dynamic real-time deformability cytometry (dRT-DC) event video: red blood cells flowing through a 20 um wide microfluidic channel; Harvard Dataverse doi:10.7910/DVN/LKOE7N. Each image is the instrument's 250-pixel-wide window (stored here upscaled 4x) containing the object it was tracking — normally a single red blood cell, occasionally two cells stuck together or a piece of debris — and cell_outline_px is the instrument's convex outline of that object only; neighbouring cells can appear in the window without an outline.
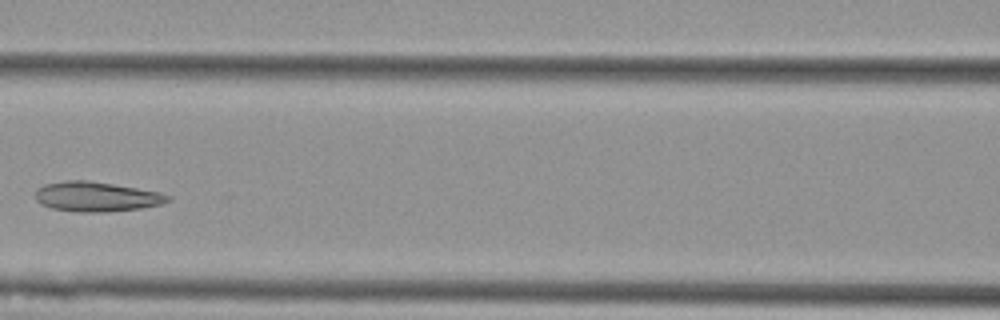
{"species": "Egyptian fruit bat (a non-hibernating species)", "species_latin": "Rousettus aegyptiacus", "temperature_condition": "cold", "stored_images_in_passage": 5, "camera_frame_rate_fps": 3000, "um_per_image_px": 0.085, "animal": {"sex": "female"}, "frame": {"image": 1, "passage_image": 4, "time_ms": 1.0, "image_size_px": [1000, 320], "cell_outline_px": [[172, 200], [160, 204], [140, 208], [104, 212], [76, 212], [52, 208], [40, 204], [36, 200], [36, 188], [44, 184], [64, 180], [88, 180], [160, 192], [172, 196]], "centroid_in_image_um": [8.18, 16.71], "position_along_channel_um": 158.4, "area_um2": 23.06}}
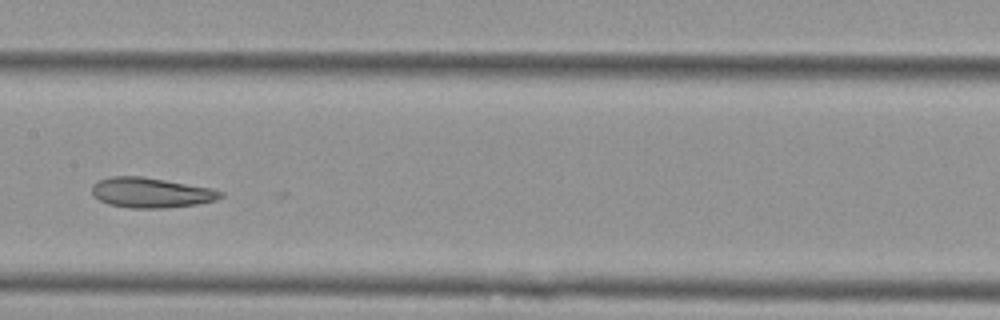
{"frame": {"image": 2, "passage_image": 5, "time_ms": 1.333, "image_size_px": [1000, 320], "cell_outline_px": [[224, 196], [216, 200], [196, 204], [164, 208], [128, 208], [108, 204], [92, 196], [92, 184], [100, 180], [112, 176], [140, 176], [212, 188], [224, 192]], "centroid_in_image_um": [12.83, 16.38], "position_along_channel_um": 194.6, "area_um2": 22.54}}